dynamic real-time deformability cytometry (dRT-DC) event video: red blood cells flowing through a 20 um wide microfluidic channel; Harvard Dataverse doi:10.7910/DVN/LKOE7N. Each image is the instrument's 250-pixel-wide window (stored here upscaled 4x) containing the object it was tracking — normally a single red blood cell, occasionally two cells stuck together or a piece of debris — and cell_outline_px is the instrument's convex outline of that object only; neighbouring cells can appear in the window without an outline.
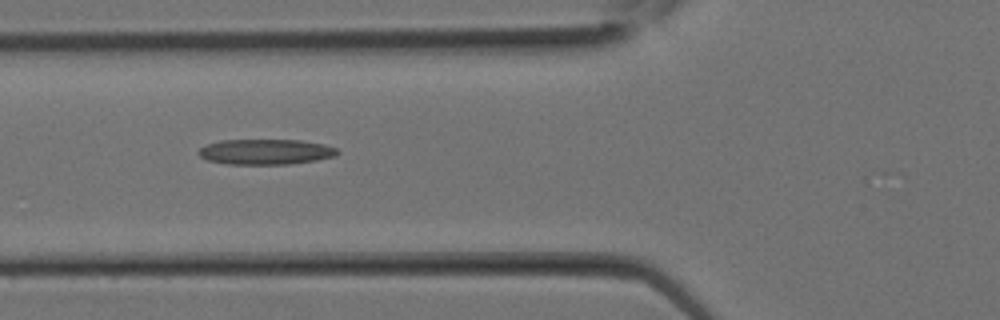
{"species": "Egyptian fruit bat (a non-hibernating species)", "species_latin": "Rousettus aegyptiacus", "temperature_condition": "room temperature", "stored_images_in_passage": 12, "camera_frame_rate_fps": 3000, "um_per_image_px": 0.085, "animal": {"sex": "female"}, "frame": {"image": 1, "passage_image": 9, "time_ms": 2.667, "image_size_px": [1000, 320], "cell_outline_px": [[340, 152], [336, 156], [316, 160], [288, 164], [228, 164], [208, 160], [200, 156], [196, 152], [200, 148], [208, 144], [220, 140], [300, 140], [324, 144], [336, 148]], "centroid_in_image_um": [22.59, 12.9], "position_along_channel_um": 103.2, "area_um2": 20.52}}
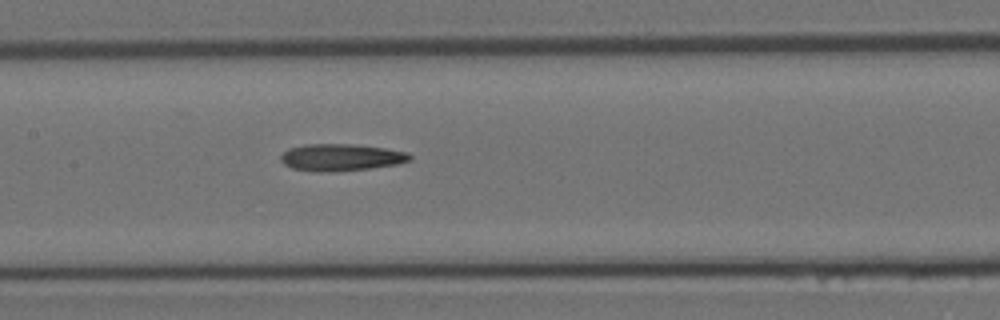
{"frame": {"image": 2, "passage_image": 12, "time_ms": 3.667, "image_size_px": [1000, 320], "cell_outline_px": [[412, 160], [396, 164], [368, 168], [332, 172], [316, 172], [292, 168], [284, 164], [280, 160], [280, 156], [288, 148], [304, 144], [352, 144], [384, 148], [408, 152], [412, 156]], "centroid_in_image_um": [28.96, 13.37], "position_along_channel_um": 178.4, "area_um2": 20.35}}